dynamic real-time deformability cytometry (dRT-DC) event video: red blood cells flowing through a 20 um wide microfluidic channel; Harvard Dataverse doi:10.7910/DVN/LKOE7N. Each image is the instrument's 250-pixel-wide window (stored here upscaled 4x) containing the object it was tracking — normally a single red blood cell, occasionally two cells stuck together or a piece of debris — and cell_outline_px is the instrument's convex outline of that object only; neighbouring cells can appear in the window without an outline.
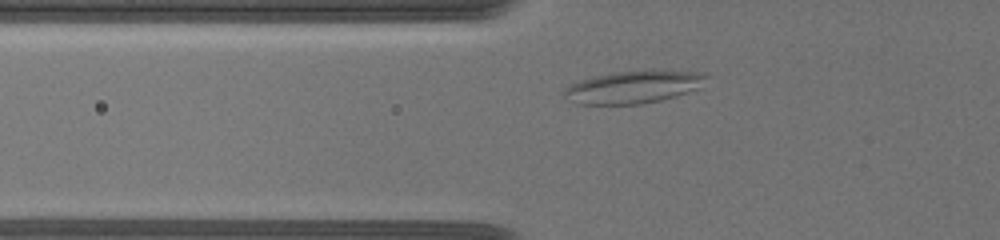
{"species": "common noctule bat (a hibernating species)", "species_latin": "Nyctalus noctula", "temperature_condition": "warm", "stored_images_in_passage": 20, "camera_frame_rate_fps": 3000, "um_per_image_px": 0.085, "animal": {"sex": "female", "body_mass_g": 19.5, "forearm_length_mm": 54.1}, "frame": {"image": 1, "passage_image": 13, "time_ms": 3.333, "image_size_px": [1000, 240], "cell_outline_px": [[708, 76], [696, 88], [676, 96], [660, 100], [640, 104], [576, 104], [564, 92], [572, 84], [580, 80], [596, 76], [616, 72], [648, 68], [652, 68], [704, 72]], "centroid_in_image_um": [53.92, 7.35], "position_along_channel_um": 71.9, "area_um2": 26.93}}